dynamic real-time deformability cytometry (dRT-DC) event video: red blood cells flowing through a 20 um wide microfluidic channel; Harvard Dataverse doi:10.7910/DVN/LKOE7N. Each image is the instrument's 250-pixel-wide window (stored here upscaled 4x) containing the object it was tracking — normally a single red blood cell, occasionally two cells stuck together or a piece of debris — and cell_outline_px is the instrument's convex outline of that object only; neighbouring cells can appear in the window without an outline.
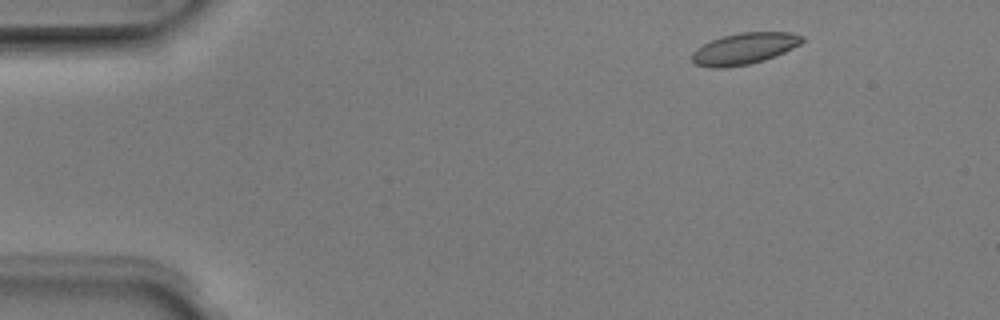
{"species": "Egyptian fruit bat (a non-hibernating species)", "species_latin": "Rousettus aegyptiacus", "temperature_condition": "room temperature", "stored_images_in_passage": 4, "camera_frame_rate_fps": 3000, "um_per_image_px": 0.085, "animal": {"sex": "male"}, "frame": {"image": 1, "passage_image": 2, "time_ms": 0.333, "image_size_px": [1000, 320], "cell_outline_px": [[804, 40], [800, 44], [784, 52], [764, 60], [748, 64], [724, 68], [712, 68], [696, 64], [692, 60], [692, 52], [696, 48], [712, 40], [724, 36], [740, 32], [792, 32], [804, 36]], "centroid_in_image_um": [63.27, 4.13], "position_along_channel_um": 21.7, "area_um2": 20.06}}